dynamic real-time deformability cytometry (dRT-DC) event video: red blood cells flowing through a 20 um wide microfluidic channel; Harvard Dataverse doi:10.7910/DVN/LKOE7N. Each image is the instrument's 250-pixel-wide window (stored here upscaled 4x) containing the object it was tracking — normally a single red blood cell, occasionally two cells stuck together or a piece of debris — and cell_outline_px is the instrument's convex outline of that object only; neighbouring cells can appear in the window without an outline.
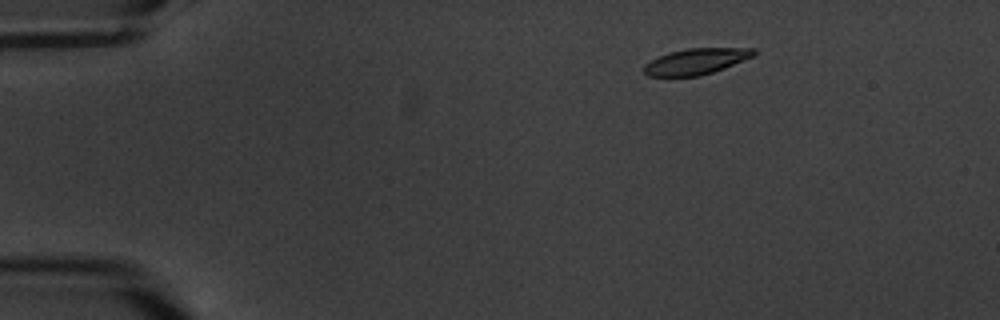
{"species": "common noctule bat (a hibernating species)", "species_latin": "Nyctalus noctula", "temperature_condition": "warm", "stored_images_in_passage": 7, "camera_frame_rate_fps": 3000, "um_per_image_px": 0.085, "animal": {"sex": "male", "body_mass_g": 20.1, "forearm_length_mm": 53.5}, "frame": {"image": 1, "passage_image": 2, "time_ms": 1.0, "image_size_px": [1000, 320], "cell_outline_px": [[756, 52], [752, 56], [724, 68], [700, 76], [648, 76], [644, 72], [644, 64], [668, 52], [688, 48], [756, 48]], "centroid_in_image_um": [59.15, 5.21], "position_along_channel_um": 25.9, "area_um2": 16.42}}
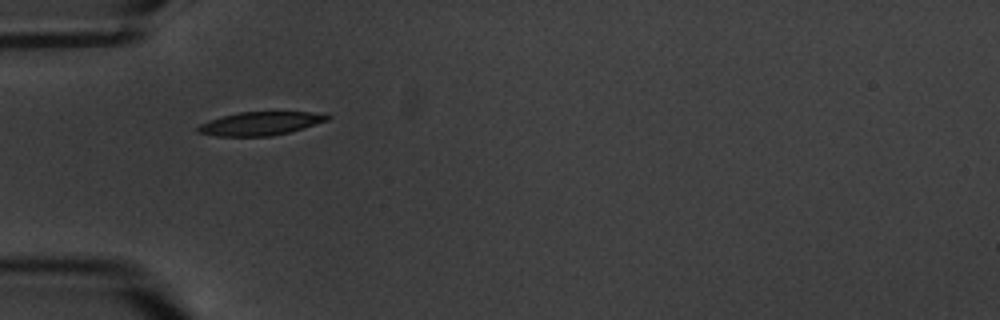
{"frame": {"image": 2, "passage_image": 5, "time_ms": 4.333, "image_size_px": [1000, 320], "cell_outline_px": [[332, 116], [328, 120], [304, 128], [272, 136], [216, 136], [196, 132], [196, 128], [200, 124], [208, 120], [240, 112], [312, 112]], "centroid_in_image_um": [22.11, 10.5], "position_along_channel_um": 62.9, "area_um2": 17.57}}